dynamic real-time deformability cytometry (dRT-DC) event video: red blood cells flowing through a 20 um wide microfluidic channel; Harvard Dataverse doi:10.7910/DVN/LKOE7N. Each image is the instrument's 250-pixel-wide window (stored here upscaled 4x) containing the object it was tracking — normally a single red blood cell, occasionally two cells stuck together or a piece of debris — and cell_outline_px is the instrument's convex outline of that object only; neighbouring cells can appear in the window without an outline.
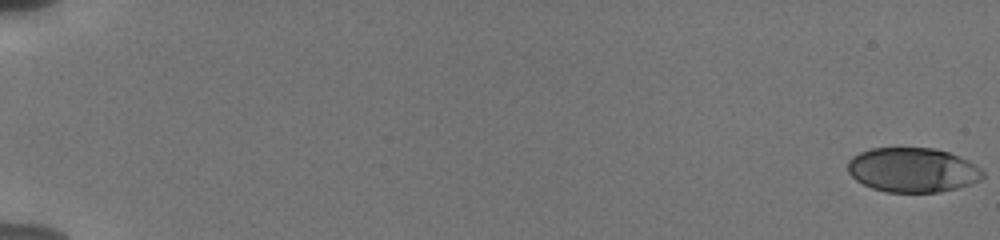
{"species": "human", "species_latin": "Homo sapiens", "temperature_condition": "cold", "stored_images_in_passage": 48, "camera_frame_rate_fps": 3000, "um_per_image_px": 0.085, "donor": {"sex": "male"}, "frame": {"image": 1, "passage_image": 1, "time_ms": 0.0, "image_size_px": [1000, 240], "cell_outline_px": [[984, 176], [980, 180], [956, 188], [940, 192], [884, 192], [872, 188], [856, 180], [848, 172], [848, 160], [852, 156], [860, 152], [872, 148], [932, 148], [948, 152], [968, 160], [976, 164], [984, 172]], "centroid_in_image_um": [77.57, 14.45], "position_along_channel_um": 7.4, "area_um2": 35.03}}
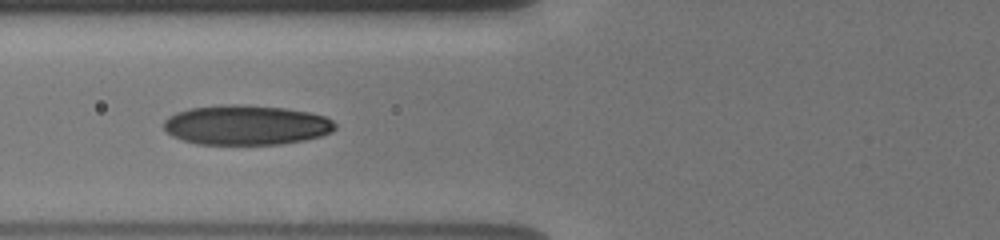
{"frame": {"image": 2, "passage_image": 19, "time_ms": 8.0, "image_size_px": [1000, 240], "cell_outline_px": [[336, 128], [332, 132], [320, 136], [304, 140], [280, 144], [196, 144], [172, 136], [164, 128], [164, 120], [168, 116], [176, 112], [192, 108], [220, 104], [244, 104], [284, 108], [308, 112], [324, 116], [332, 120], [336, 124]], "centroid_in_image_um": [20.92, 10.62], "position_along_channel_um": 104.9, "area_um2": 39.82}}
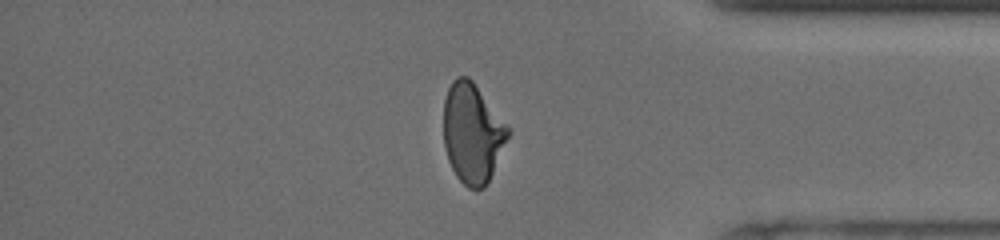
{"frame": {"image": 3, "passage_image": 41, "time_ms": 16.0, "image_size_px": [1000, 240], "cell_outline_px": [[512, 132], [484, 188], [468, 188], [456, 176], [448, 160], [444, 148], [444, 100], [448, 88], [452, 80], [456, 76], [468, 76], [472, 80]], "centroid_in_image_um": [40.14, 11.3], "position_along_channel_um": 395.1, "area_um2": 37.17}, "authors_computed_cell_mechanics": {"area_um2": 37.5122, "velocity_mm_per_s": 3.8018, "shape_relaxation_time_tau1_ms": 5.2743, "shape_relaxation_time_tau2_ms": 1.5218, "deformation_change_tau1": 0.1867, "deformation_change_tau2": 0.0695}}